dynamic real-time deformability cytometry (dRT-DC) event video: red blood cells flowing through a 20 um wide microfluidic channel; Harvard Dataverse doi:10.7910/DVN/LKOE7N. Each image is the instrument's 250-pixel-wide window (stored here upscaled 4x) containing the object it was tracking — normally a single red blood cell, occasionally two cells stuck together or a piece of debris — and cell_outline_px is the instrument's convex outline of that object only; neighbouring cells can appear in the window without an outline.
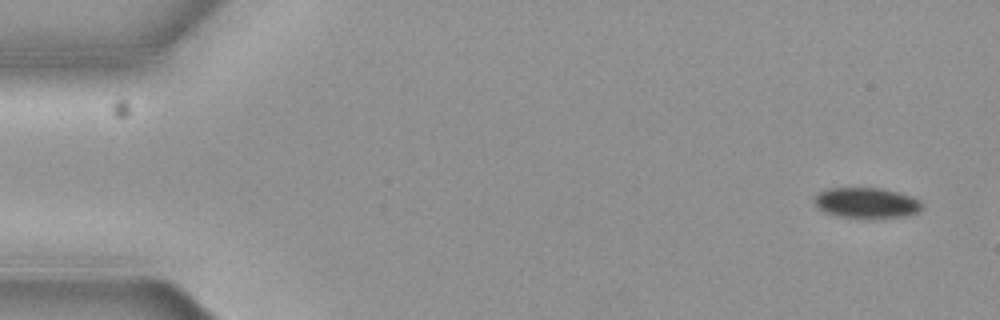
{"species": "common noctule bat (a hibernating species)", "species_latin": "Nyctalus noctula", "temperature_condition": "cold", "stored_images_in_passage": 4, "camera_frame_rate_fps": 3000, "um_per_image_px": 0.085, "animal": {"sex": "female", "body_mass_g": 19.3, "forearm_length_mm": 54.1}, "frame": {"image": 1, "passage_image": 1, "time_ms": 0.0, "image_size_px": [1000, 320], "cell_outline_px": [[920, 208], [916, 212], [900, 216], [836, 216], [824, 212], [816, 204], [816, 196], [820, 192], [828, 188], [880, 188], [912, 196], [920, 200]], "centroid_in_image_um": [73.62, 17.21], "position_along_channel_um": 11.4, "area_um2": 18.21}}